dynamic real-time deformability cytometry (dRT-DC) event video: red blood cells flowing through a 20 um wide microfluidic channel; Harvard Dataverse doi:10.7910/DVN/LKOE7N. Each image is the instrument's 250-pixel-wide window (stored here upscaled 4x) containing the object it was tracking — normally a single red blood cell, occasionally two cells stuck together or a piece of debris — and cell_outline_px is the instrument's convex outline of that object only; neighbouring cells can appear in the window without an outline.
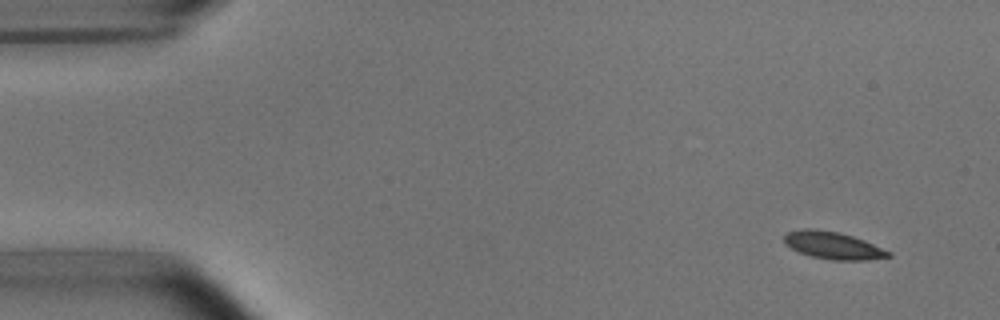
{"species": "common noctule bat (a hibernating species)", "species_latin": "Nyctalus noctula", "temperature_condition": "room temperature", "stored_images_in_passage": 10, "camera_frame_rate_fps": 3000, "um_per_image_px": 0.085, "animal": {"sex": "male", "body_mass_g": 15.6}, "frame": {"image": 1, "passage_image": 2, "time_ms": 1.0, "image_size_px": [1000, 320], "cell_outline_px": [[892, 256], [868, 260], [832, 260], [812, 256], [800, 252], [784, 244], [784, 236], [788, 232], [804, 228], [812, 228], [840, 232], [864, 240], [892, 252]], "centroid_in_image_um": [70.82, 20.85], "position_along_channel_um": 14.2, "area_um2": 16.59}}
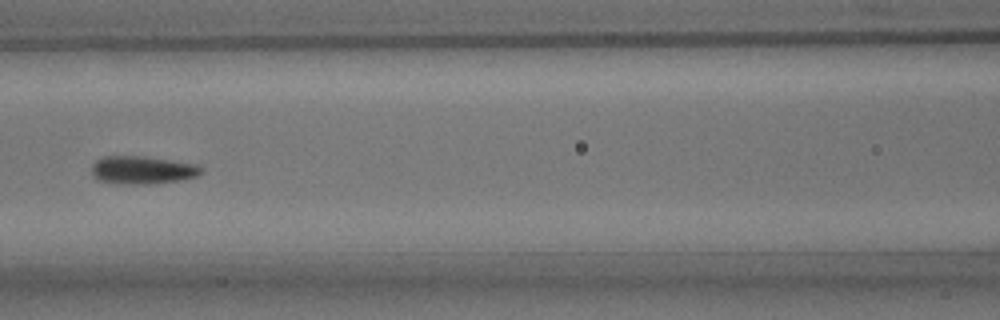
{"frame": {"image": 2, "passage_image": 7, "time_ms": 7.667, "image_size_px": [1000, 320], "cell_outline_px": [[204, 172], [196, 176], [180, 180], [148, 184], [128, 184], [96, 180], [92, 172], [92, 164], [96, 160], [104, 156], [144, 156], [172, 160], [196, 164], [204, 168]], "centroid_in_image_um": [12.12, 14.44], "position_along_channel_um": 154.5, "area_um2": 17.92}}
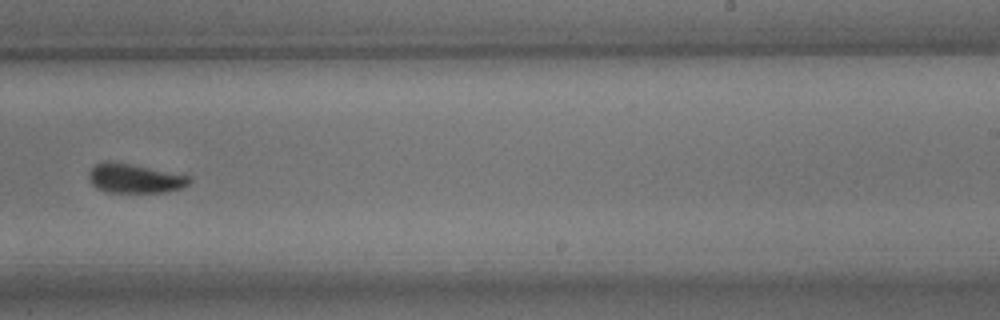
{"frame": {"image": 3, "passage_image": 10, "time_ms": 11.0, "image_size_px": [1000, 320], "cell_outline_px": [[192, 180], [188, 184], [180, 188], [164, 192], [108, 192], [96, 188], [88, 180], [88, 172], [96, 164], [104, 160], [108, 160], [188, 176]], "centroid_in_image_um": [11.36, 15.17], "position_along_channel_um": 277.6, "area_um2": 16.82}}